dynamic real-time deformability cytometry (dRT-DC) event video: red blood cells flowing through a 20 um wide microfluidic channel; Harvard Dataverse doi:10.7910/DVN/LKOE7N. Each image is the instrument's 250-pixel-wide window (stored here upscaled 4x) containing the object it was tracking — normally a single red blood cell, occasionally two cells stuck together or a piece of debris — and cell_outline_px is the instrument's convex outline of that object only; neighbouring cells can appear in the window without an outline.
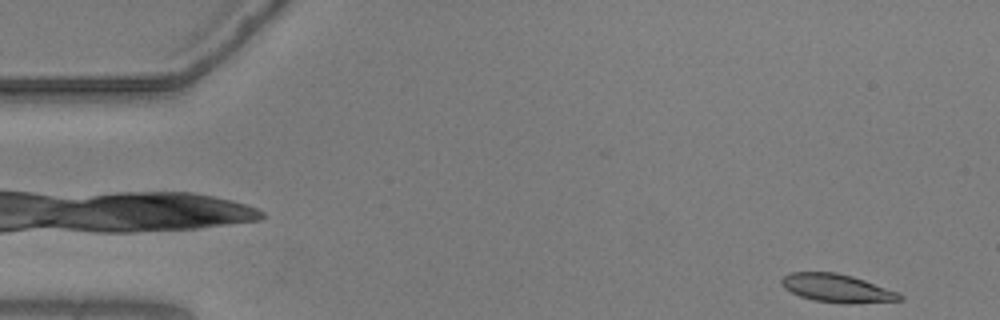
{"species": "common noctule bat (a hibernating species)", "species_latin": "Nyctalus noctula", "temperature_condition": "warm", "stored_images_in_passage": 53, "camera_frame_rate_fps": 3000, "um_per_image_px": 0.085, "animal": {"sex": "male", "body_mass_g": 20.5, "forearm_length_mm": 52.5}, "frame": {"image": 1, "passage_image": 1, "time_ms": 0.0, "image_size_px": [1000, 320], "cell_outline_px": [[904, 300], [856, 304], [840, 304], [816, 300], [800, 296], [784, 288], [780, 284], [780, 280], [788, 272], [836, 272], [852, 276], [900, 292], [904, 296]], "centroid_in_image_um": [71.19, 24.51], "position_along_channel_um": 13.8, "area_um2": 19.77}}
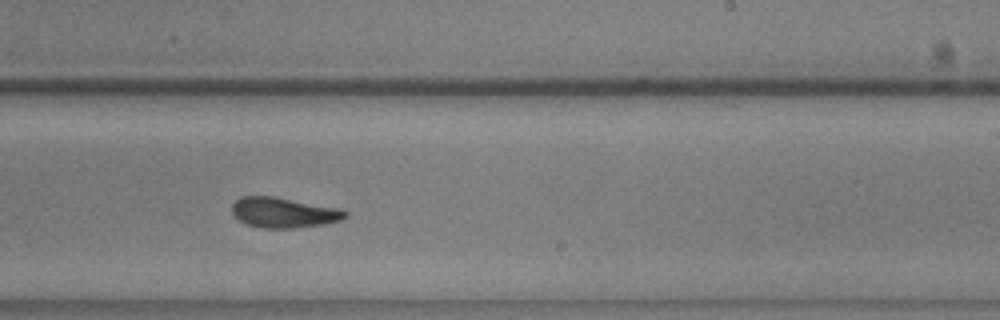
{"frame": {"image": 2, "passage_image": 31, "time_ms": 10.0, "image_size_px": [1000, 320], "cell_outline_px": [[348, 216], [340, 220], [324, 224], [296, 228], [260, 228], [248, 224], [240, 220], [232, 212], [232, 204], [240, 196], [272, 196], [340, 208], [348, 212]], "centroid_in_image_um": [24.13, 18.07], "position_along_channel_um": 264.9, "area_um2": 19.94}}
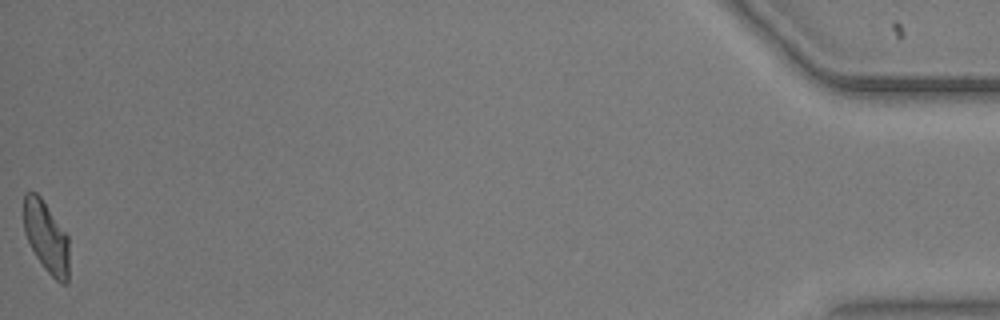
{"frame": {"image": 3, "passage_image": 53, "time_ms": 17.333, "image_size_px": [1000, 320], "cell_outline_px": [[68, 284], [60, 284], [44, 268], [36, 256], [24, 232], [24, 192], [36, 192], [40, 196], [68, 236]], "centroid_in_image_um": [3.93, 20.16], "position_along_channel_um": 431.3, "area_um2": 18.67}, "authors_computed_cell_mechanics": {"area_um2": 19.7676, "velocity_mm_per_s": 3.6319, "shape_relaxation_time_tau1_ms": 6.2099, "shape_relaxation_time_tau2_ms": 3.2259, "deformation_change_tau1": 0.2026, "deformation_change_tau2": 0.1065}}